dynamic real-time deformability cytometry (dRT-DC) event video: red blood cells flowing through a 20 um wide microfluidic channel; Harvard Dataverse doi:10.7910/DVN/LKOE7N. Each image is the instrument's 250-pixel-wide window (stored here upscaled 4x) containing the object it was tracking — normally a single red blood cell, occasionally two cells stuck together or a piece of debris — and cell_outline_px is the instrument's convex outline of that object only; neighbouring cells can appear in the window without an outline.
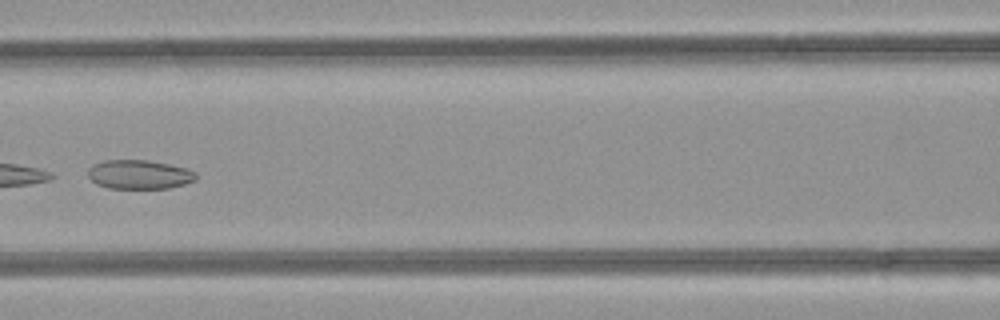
{"species": "common noctule bat (a hibernating species)", "species_latin": "Nyctalus noctula", "temperature_condition": "room temperature", "stored_images_in_passage": 39, "camera_frame_rate_fps": 3000, "um_per_image_px": 0.085, "animal": {"sex": "female", "body_mass_g": 21.9}, "frame": {"image": 1, "passage_image": 12, "time_ms": 3.667, "image_size_px": [1000, 320], "cell_outline_px": [[196, 180], [184, 184], [168, 188], [108, 188], [96, 184], [88, 176], [88, 168], [92, 164], [104, 160], [148, 160], [168, 164], [184, 168], [196, 172]], "centroid_in_image_um": [11.8, 14.83], "position_along_channel_um": 154.8, "area_um2": 18.26}}